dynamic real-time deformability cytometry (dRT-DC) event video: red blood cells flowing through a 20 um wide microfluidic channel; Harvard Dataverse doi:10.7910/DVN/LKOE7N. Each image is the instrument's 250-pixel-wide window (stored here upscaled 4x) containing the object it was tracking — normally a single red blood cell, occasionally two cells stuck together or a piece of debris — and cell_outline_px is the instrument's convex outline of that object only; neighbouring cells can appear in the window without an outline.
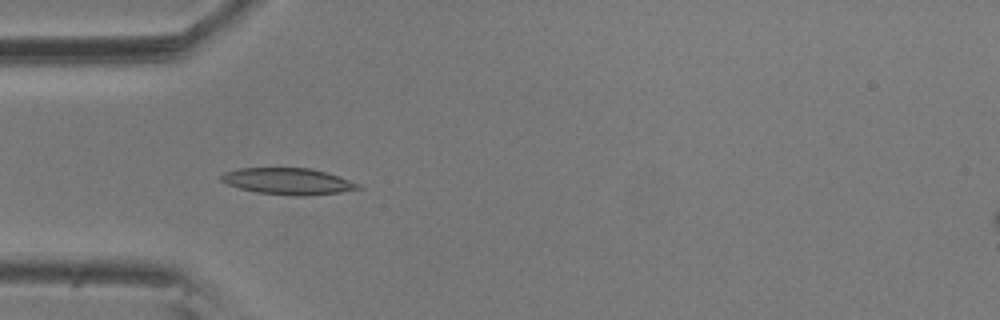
{"species": "common noctule bat (a hibernating species)", "species_latin": "Nyctalus noctula", "temperature_condition": "room temperature", "stored_images_in_passage": 8, "camera_frame_rate_fps": 3000, "um_per_image_px": 0.085, "animal": {"sex": "male", "body_mass_g": 20.5, "forearm_length_mm": 52.5}, "frame": {"image": 1, "passage_image": 6, "time_ms": 1.667, "image_size_px": [1000, 320], "cell_outline_px": [[364, 188], [340, 192], [304, 196], [296, 196], [256, 192], [240, 188], [228, 184], [220, 180], [220, 176], [224, 172], [240, 168], [312, 168], [328, 172], [360, 184]], "centroid_in_image_um": [24.51, 15.4], "position_along_channel_um": 60.5, "area_um2": 21.15}}
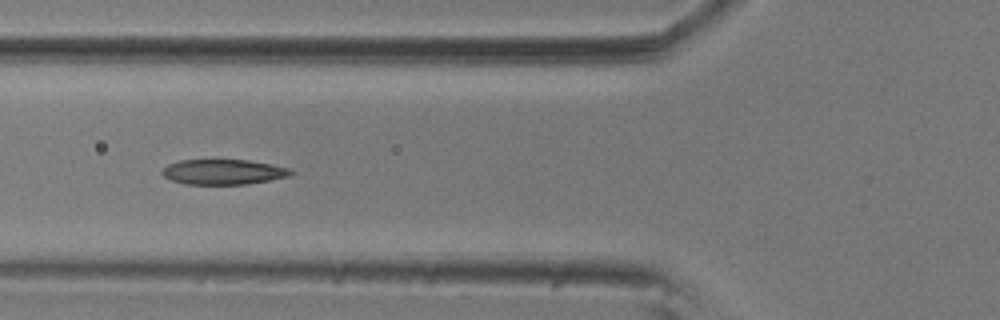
{"frame": {"image": 2, "passage_image": 7, "time_ms": 2.0, "image_size_px": [1000, 320], "cell_outline_px": [[292, 172], [288, 176], [248, 184], [184, 184], [172, 180], [164, 176], [160, 172], [168, 164], [180, 160], [248, 160], [272, 164], [288, 168]], "centroid_in_image_um": [18.94, 14.61], "position_along_channel_um": 106.9, "area_um2": 18.67}}
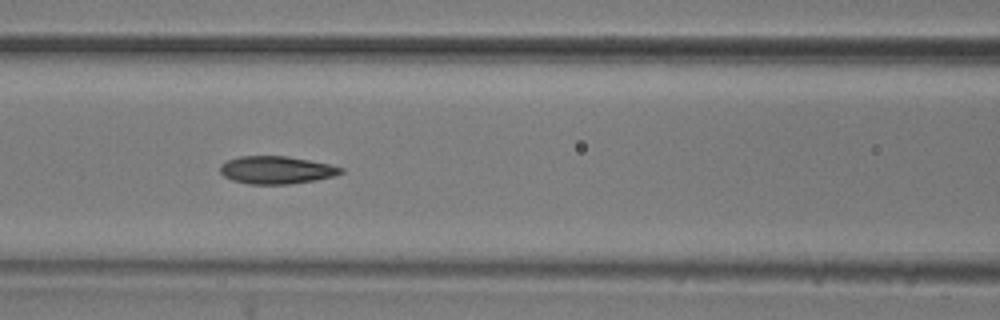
{"frame": {"image": 3, "passage_image": 8, "time_ms": 2.333, "image_size_px": [1000, 320], "cell_outline_px": [[344, 172], [336, 176], [316, 180], [288, 184], [248, 184], [232, 180], [224, 176], [220, 172], [220, 164], [228, 160], [240, 156], [288, 156], [328, 164], [344, 168]], "centroid_in_image_um": [23.5, 14.45], "position_along_channel_um": 143.1, "area_um2": 19.54}}